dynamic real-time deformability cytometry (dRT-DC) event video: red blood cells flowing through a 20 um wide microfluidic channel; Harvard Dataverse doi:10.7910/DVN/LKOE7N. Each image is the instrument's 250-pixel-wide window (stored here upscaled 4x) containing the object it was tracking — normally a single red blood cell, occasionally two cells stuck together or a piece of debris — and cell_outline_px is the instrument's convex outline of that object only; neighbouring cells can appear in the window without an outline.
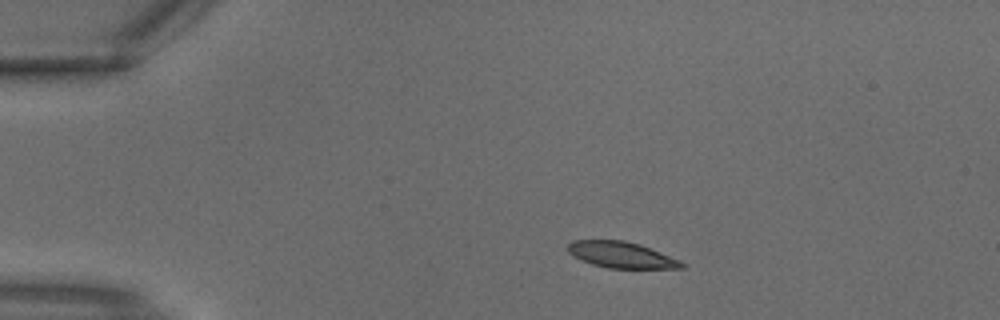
{"species": "common noctule bat (a hibernating species)", "species_latin": "Nyctalus noctula", "temperature_condition": "warm", "stored_images_in_passage": 2, "camera_frame_rate_fps": 3000, "um_per_image_px": 0.085, "animal": {"sex": "male", "body_mass_g": 18.8}, "frame": {"image": 1, "passage_image": 1, "time_ms": 0.0, "image_size_px": [1000, 320], "cell_outline_px": [[684, 268], [608, 268], [592, 264], [580, 260], [572, 256], [568, 252], [568, 244], [572, 240], [624, 240], [640, 244], [680, 260], [684, 264]], "centroid_in_image_um": [52.78, 21.66], "position_along_channel_um": 32.2, "area_um2": 17.34}}
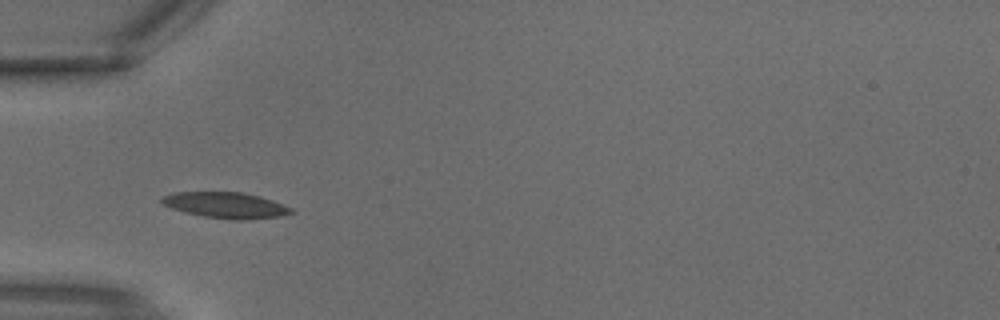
{"frame": {"image": 2, "passage_image": 2, "time_ms": 0.333, "image_size_px": [1000, 320], "cell_outline_px": [[296, 212], [280, 216], [244, 220], [232, 220], [204, 216], [184, 212], [172, 208], [164, 204], [160, 200], [160, 196], [172, 192], [244, 192], [260, 196], [272, 200], [292, 208]], "centroid_in_image_um": [19.19, 17.43], "position_along_channel_um": 65.8, "area_um2": 19.65}}